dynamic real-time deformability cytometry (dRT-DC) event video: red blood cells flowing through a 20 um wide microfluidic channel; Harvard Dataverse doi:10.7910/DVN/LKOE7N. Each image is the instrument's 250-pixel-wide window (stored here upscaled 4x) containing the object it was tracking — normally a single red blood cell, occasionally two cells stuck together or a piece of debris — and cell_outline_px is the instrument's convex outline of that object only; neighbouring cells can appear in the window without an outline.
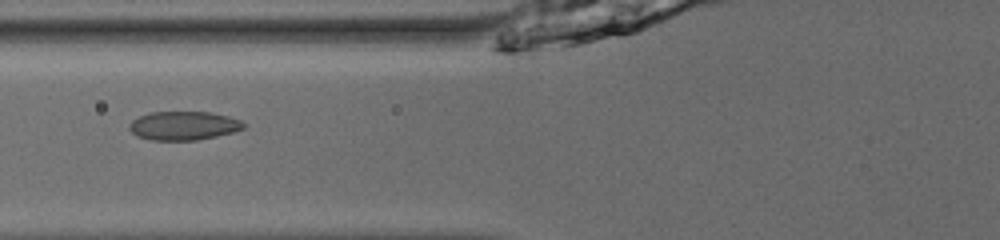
{"species": "common noctule bat (a hibernating species)", "species_latin": "Nyctalus noctula", "temperature_condition": "room temperature", "stored_images_in_passage": 54, "camera_frame_rate_fps": 3000, "um_per_image_px": 0.085, "animal": {"sex": "male", "body_mass_g": 13.0, "forearm_length_mm": 53.1}, "frame": {"image": 1, "passage_image": 24, "time_ms": 7.667, "image_size_px": [1000, 240], "cell_outline_px": [[244, 128], [232, 132], [216, 136], [196, 140], [148, 140], [136, 136], [128, 128], [128, 124], [132, 120], [140, 116], [152, 112], [212, 112], [228, 116], [240, 120], [244, 124]], "centroid_in_image_um": [15.57, 10.68], "position_along_channel_um": 110.2, "area_um2": 19.13}}
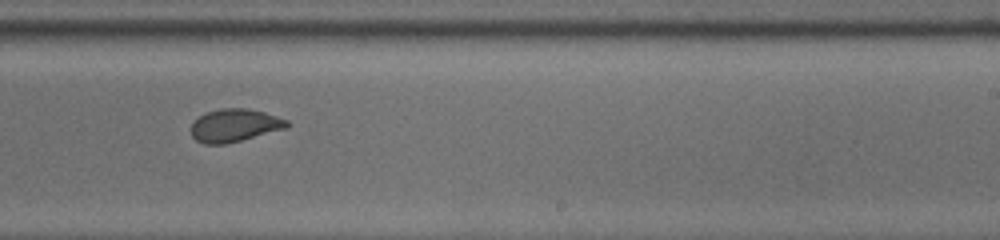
{"frame": {"image": 2, "passage_image": 36, "time_ms": 11.667, "image_size_px": [1000, 240], "cell_outline_px": [[292, 124], [288, 128], [224, 144], [204, 144], [196, 140], [192, 136], [192, 124], [200, 116], [208, 112], [220, 108], [248, 108], [264, 112], [288, 120]], "centroid_in_image_um": [19.99, 10.65], "position_along_channel_um": 269.0, "area_um2": 18.26}}
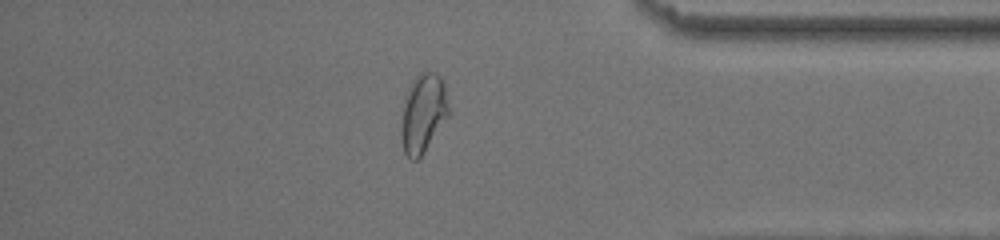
{"frame": {"image": 3, "passage_image": 47, "time_ms": 15.333, "image_size_px": [1000, 240], "cell_outline_px": [[448, 116], [424, 152], [416, 160], [412, 160], [404, 152], [400, 140], [400, 108], [408, 88], [416, 76], [420, 72], [436, 72], [440, 76], [444, 84], [448, 108]], "centroid_in_image_um": [35.91, 9.63], "position_along_channel_um": 399.3, "area_um2": 22.02}, "authors_computed_cell_mechanics": {"area_um2": 19.9988, "velocity_mm_per_s": 3.9707, "shape_relaxation_time_tau1_ms": 5.8286, "shape_relaxation_time_tau2_ms": 0.8518, "deformation_change_tau1": 0.1495, "deformation_change_tau2": 0.0621}}